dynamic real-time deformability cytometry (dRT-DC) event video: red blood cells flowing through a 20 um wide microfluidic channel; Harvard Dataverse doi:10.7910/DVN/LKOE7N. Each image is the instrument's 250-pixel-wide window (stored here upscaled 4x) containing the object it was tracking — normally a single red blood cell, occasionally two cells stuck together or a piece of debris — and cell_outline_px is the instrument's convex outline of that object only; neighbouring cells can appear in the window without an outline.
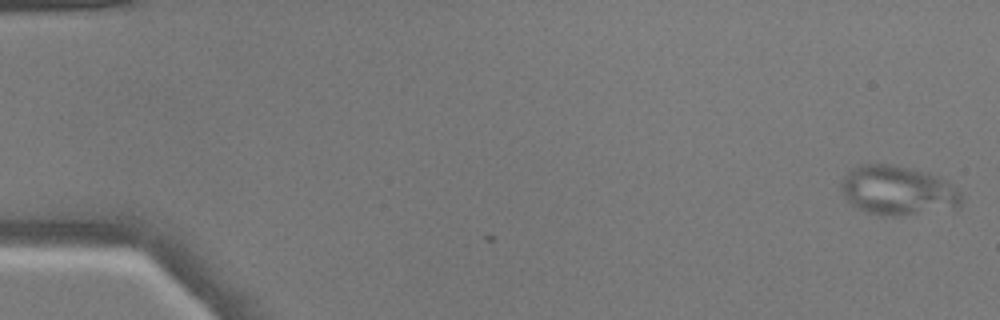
{"species": "common noctule bat (a hibernating species)", "species_latin": "Nyctalus noctula", "temperature_condition": "warm", "stored_images_in_passage": 4, "camera_frame_rate_fps": 3000, "um_per_image_px": 0.085, "animal": {"sex": "male", "body_mass_g": 17.9}, "frame": {"image": 1, "passage_image": 4, "time_ms": 1.0, "image_size_px": [1000, 320], "cell_outline_px": [[960, 208], [892, 216], [884, 216], [868, 212], [852, 204], [844, 196], [840, 188], [840, 184], [844, 176], [852, 168], [864, 164], [888, 164], [912, 168], [928, 172], [948, 180], [960, 192]], "centroid_in_image_um": [76.33, 16.18], "position_along_channel_um": 8.7, "area_um2": 34.56}}